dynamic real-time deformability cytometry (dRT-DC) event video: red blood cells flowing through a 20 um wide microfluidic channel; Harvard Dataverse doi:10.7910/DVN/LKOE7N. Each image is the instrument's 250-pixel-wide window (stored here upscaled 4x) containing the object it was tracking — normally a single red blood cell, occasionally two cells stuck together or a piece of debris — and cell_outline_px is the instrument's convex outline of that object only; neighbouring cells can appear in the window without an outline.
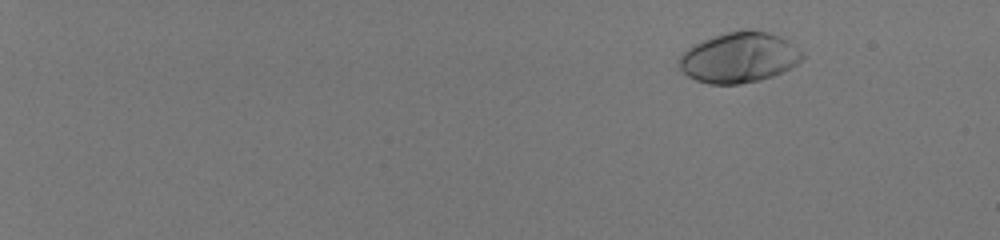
{"species": "human", "species_latin": "Homo sapiens", "temperature_condition": "room temperature", "stored_images_in_passage": 60, "camera_frame_rate_fps": 3000, "um_per_image_px": 0.085, "donor": {"sex": "male"}, "frame": {"image": 1, "passage_image": 10, "time_ms": 3.0, "image_size_px": [1000, 240], "cell_outline_px": [[804, 56], [796, 64], [772, 76], [760, 80], [740, 84], [708, 84], [696, 80], [688, 76], [680, 68], [680, 56], [688, 48], [704, 40], [728, 32], [744, 28], [748, 28], [784, 36]], "centroid_in_image_um": [62.83, 4.88], "position_along_channel_um": 22.2, "area_um2": 35.84}}
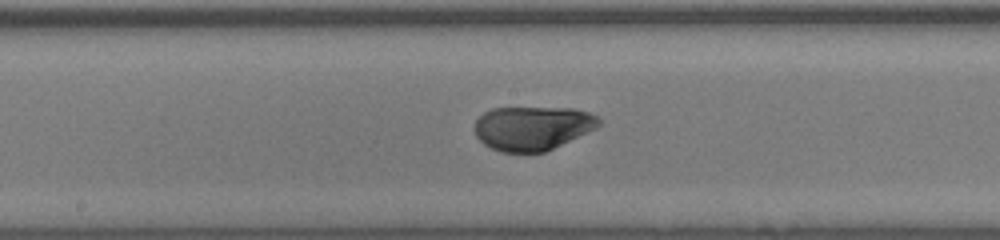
{"frame": {"image": 2, "passage_image": 39, "time_ms": 12.667, "image_size_px": [1000, 240], "cell_outline_px": [[600, 124], [596, 128], [544, 152], [500, 152], [484, 144], [476, 136], [472, 128], [476, 120], [484, 112], [492, 108], [576, 108], [588, 112], [596, 116], [600, 120]], "centroid_in_image_um": [45.22, 10.88], "position_along_channel_um": 203.0, "area_um2": 31.85}}
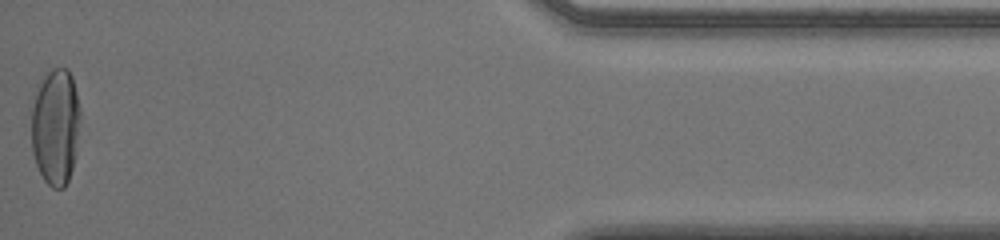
{"frame": {"image": 3, "passage_image": 60, "time_ms": 19.667, "image_size_px": [1000, 240], "cell_outline_px": [[80, 120], [76, 152], [72, 168], [68, 180], [64, 188], [52, 188], [44, 180], [36, 164], [32, 152], [32, 108], [36, 84], [44, 72], [52, 68], [68, 68], [72, 76], [80, 108]], "centroid_in_image_um": [4.71, 10.71], "position_along_channel_um": 430.5, "area_um2": 33.76}, "authors_computed_cell_mechanics": {"area_um2": 33.524, "velocity_mm_per_s": 3.9857, "shape_relaxation_time_tau1_ms": 3.7579, "shape_relaxation_time_tau2_ms": null, "deformation_change_tau1": 0.2161, "deformation_change_tau2": null}}